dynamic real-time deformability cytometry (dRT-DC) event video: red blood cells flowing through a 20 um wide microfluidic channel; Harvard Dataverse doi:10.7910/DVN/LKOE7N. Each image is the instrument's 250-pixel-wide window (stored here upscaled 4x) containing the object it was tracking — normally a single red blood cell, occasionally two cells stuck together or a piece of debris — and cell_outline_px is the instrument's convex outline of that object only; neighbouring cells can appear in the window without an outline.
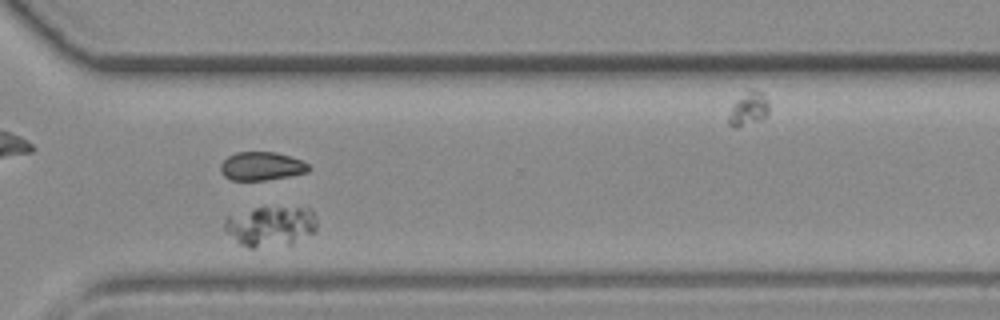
{"species": "common noctule bat (a hibernating species)", "species_latin": "Nyctalus noctula", "temperature_condition": "room temperature", "stored_images_in_passage": 29, "camera_frame_rate_fps": 3000, "um_per_image_px": 0.085, "animal": {"sex": "female", "body_mass_g": 19.3, "forearm_length_mm": 54.1}, "frame": {"image": 1, "passage_image": 17, "time_ms": 5.333, "image_size_px": [1000, 320], "cell_outline_px": [[316, 228], [312, 232], [292, 244], [252, 248], [248, 248], [240, 244], [224, 228], [224, 220], [228, 216], [256, 208], [312, 208], [316, 216]], "centroid_in_image_um": [23.01, 19.23], "position_along_channel_um": 347.6, "area_um2": 21.33}}
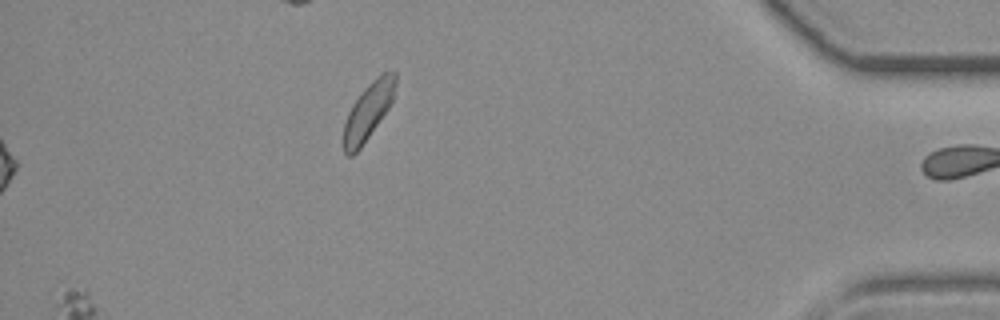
{"frame": {"image": 2, "passage_image": 29, "time_ms": 9.333, "image_size_px": [1000, 320], "cell_outline_px": [[396, 84], [392, 100], [388, 108], [360, 148], [352, 156], [348, 156], [344, 152], [344, 124], [348, 112], [352, 104], [364, 88], [372, 80], [384, 72], [396, 72]], "centroid_in_image_um": [31.28, 9.44], "position_along_channel_um": 403.9, "area_um2": 16.76}}